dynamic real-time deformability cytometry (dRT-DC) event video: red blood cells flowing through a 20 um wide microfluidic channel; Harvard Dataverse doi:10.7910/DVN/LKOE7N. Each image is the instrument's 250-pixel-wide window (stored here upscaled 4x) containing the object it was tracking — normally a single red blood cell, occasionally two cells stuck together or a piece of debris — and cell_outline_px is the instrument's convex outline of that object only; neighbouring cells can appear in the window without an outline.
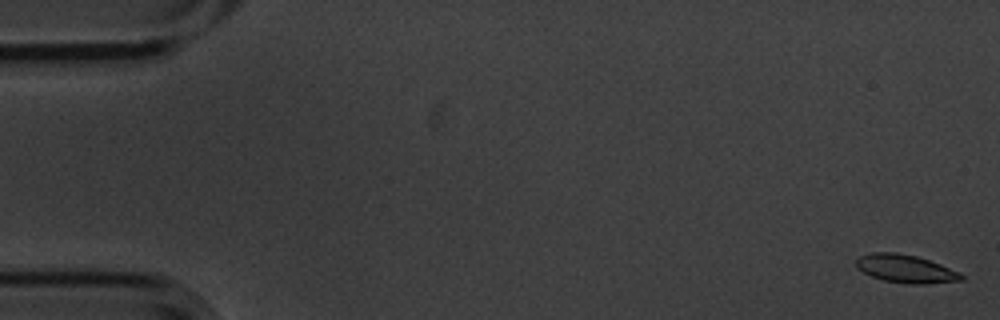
{"species": "common noctule bat (a hibernating species)", "species_latin": "Nyctalus noctula", "temperature_condition": "cold", "stored_images_in_passage": 13, "camera_frame_rate_fps": 3000, "um_per_image_px": 0.085, "animal": {"sex": "male", "body_mass_g": 20.1, "forearm_length_mm": 53.5}, "frame": {"image": 1, "passage_image": 1, "time_ms": 0.0, "image_size_px": [1000, 320], "cell_outline_px": [[964, 280], [924, 284], [912, 284], [884, 280], [872, 276], [856, 268], [856, 260], [860, 256], [868, 252], [896, 252], [916, 256], [940, 264], [960, 272], [964, 276]], "centroid_in_image_um": [76.98, 22.83], "position_along_channel_um": 8.0, "area_um2": 17.17}}
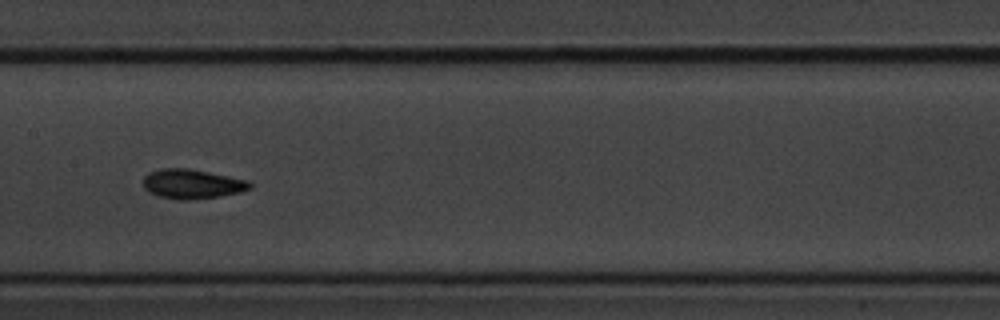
{"frame": {"image": 2, "passage_image": 8, "time_ms": 2.333, "image_size_px": [1000, 320], "cell_outline_px": [[252, 188], [240, 192], [220, 196], [188, 200], [176, 200], [156, 196], [148, 192], [144, 188], [144, 176], [148, 172], [160, 168], [188, 168], [252, 180]], "centroid_in_image_um": [16.34, 15.63], "position_along_channel_um": 191.1, "area_um2": 18.73}}
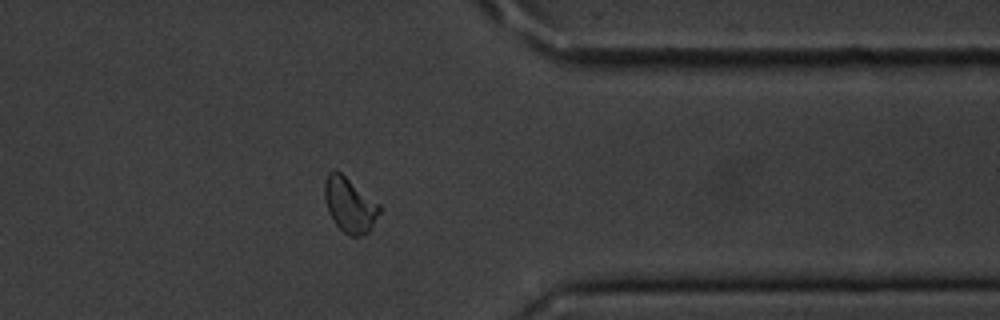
{"frame": {"image": 3, "passage_image": 13, "time_ms": 4.0, "image_size_px": [1000, 320], "cell_outline_px": [[380, 212], [372, 228], [364, 236], [348, 236], [336, 224], [328, 212], [324, 196], [324, 180], [328, 172], [340, 172], [380, 204]], "centroid_in_image_um": [29.73, 17.44], "position_along_channel_um": 381.7, "area_um2": 17.51}}